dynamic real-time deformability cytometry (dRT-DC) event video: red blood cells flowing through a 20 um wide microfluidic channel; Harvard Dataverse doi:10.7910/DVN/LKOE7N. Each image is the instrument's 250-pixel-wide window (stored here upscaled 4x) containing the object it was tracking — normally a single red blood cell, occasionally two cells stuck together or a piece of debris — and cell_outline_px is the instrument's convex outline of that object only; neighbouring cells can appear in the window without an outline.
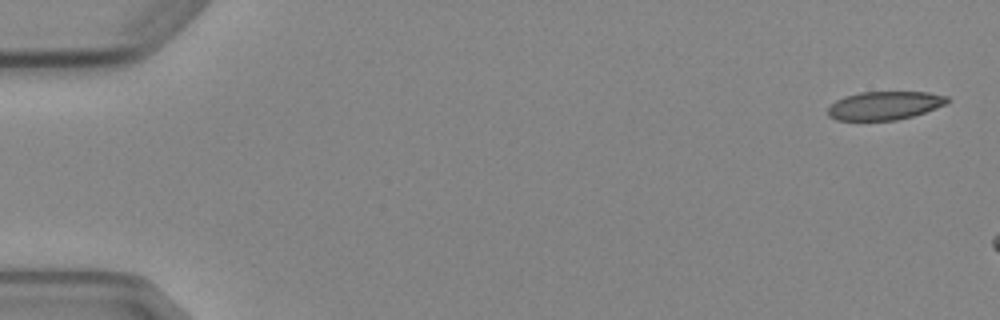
{"species": "Egyptian fruit bat (a non-hibernating species)", "species_latin": "Rousettus aegyptiacus", "temperature_condition": "cold", "stored_images_in_passage": 3, "camera_frame_rate_fps": 3000, "um_per_image_px": 0.085, "animal": {"sex": "female"}, "frame": {"image": 1, "passage_image": 1, "time_ms": 0.0, "image_size_px": [1000, 320], "cell_outline_px": [[952, 100], [948, 104], [912, 116], [896, 120], [836, 120], [828, 116], [828, 108], [836, 100], [844, 96], [860, 92], [928, 92], [948, 96]], "centroid_in_image_um": [75.22, 8.96], "position_along_channel_um": 9.8, "area_um2": 19.88}}